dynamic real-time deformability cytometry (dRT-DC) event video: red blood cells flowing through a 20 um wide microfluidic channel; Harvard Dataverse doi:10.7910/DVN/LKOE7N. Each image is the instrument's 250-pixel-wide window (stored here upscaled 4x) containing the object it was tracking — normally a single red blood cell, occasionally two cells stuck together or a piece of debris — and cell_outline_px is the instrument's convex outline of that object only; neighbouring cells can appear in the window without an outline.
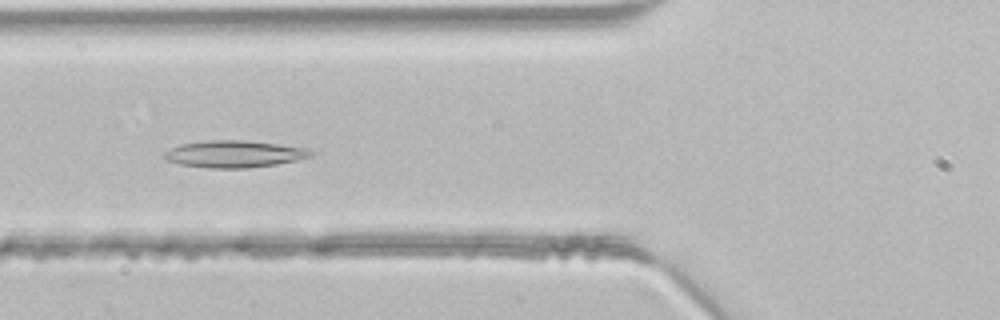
{"species": "common noctule bat (a hibernating species)", "species_latin": "Nyctalus noctula", "temperature_condition": "room temperature", "stored_images_in_passage": 47, "camera_frame_rate_fps": 3000, "um_per_image_px": 0.085, "animal": {"sex": "male", "body_mass_g": 21.5, "forearm_length_mm": 52.0}, "frame": {"image": 1, "passage_image": 17, "time_ms": 5.333, "image_size_px": [1000, 320], "cell_outline_px": [[320, 148], [312, 156], [296, 160], [276, 164], [248, 168], [208, 168], [180, 164], [164, 160], [164, 152], [180, 144], [208, 140], [244, 140]], "centroid_in_image_um": [20.04, 13.08], "position_along_channel_um": 105.8, "area_um2": 23.58}}
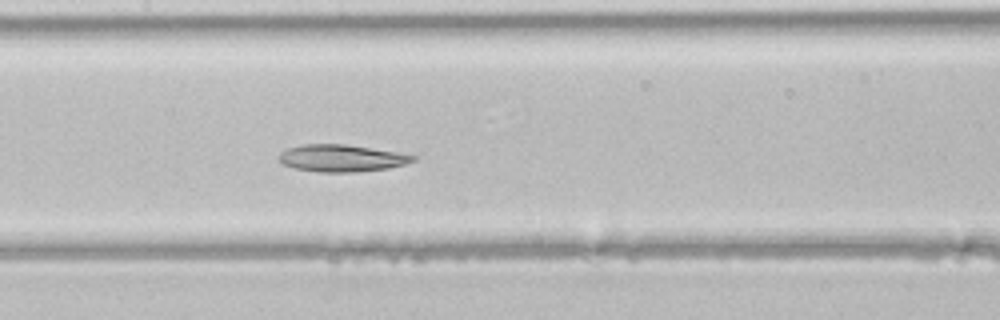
{"frame": {"image": 2, "passage_image": 22, "time_ms": 7.0, "image_size_px": [1000, 320], "cell_outline_px": [[416, 160], [404, 164], [388, 168], [356, 172], [320, 172], [296, 168], [284, 164], [276, 156], [280, 152], [288, 148], [300, 144], [344, 144], [396, 152], [416, 156]], "centroid_in_image_um": [29.0, 13.44], "position_along_channel_um": 178.4, "area_um2": 20.98}}
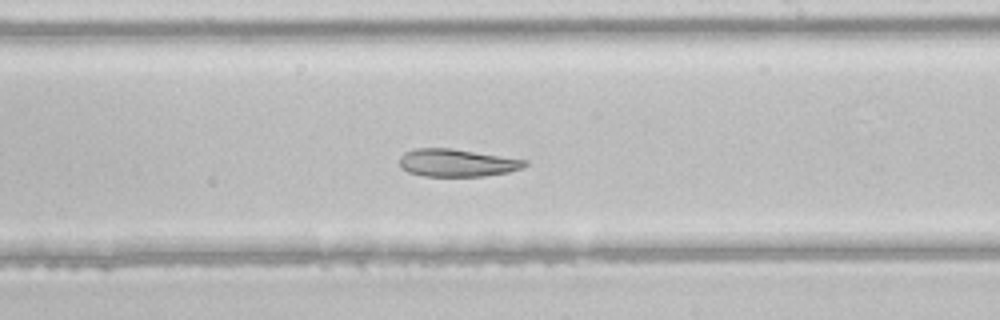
{"frame": {"image": 3, "passage_image": 27, "time_ms": 8.667, "image_size_px": [1000, 320], "cell_outline_px": [[528, 164], [520, 168], [508, 172], [484, 176], [424, 176], [408, 172], [400, 168], [400, 156], [404, 152], [416, 148], [452, 148], [528, 160]], "centroid_in_image_um": [38.82, 13.83], "position_along_channel_um": 250.2, "area_um2": 20.23}}